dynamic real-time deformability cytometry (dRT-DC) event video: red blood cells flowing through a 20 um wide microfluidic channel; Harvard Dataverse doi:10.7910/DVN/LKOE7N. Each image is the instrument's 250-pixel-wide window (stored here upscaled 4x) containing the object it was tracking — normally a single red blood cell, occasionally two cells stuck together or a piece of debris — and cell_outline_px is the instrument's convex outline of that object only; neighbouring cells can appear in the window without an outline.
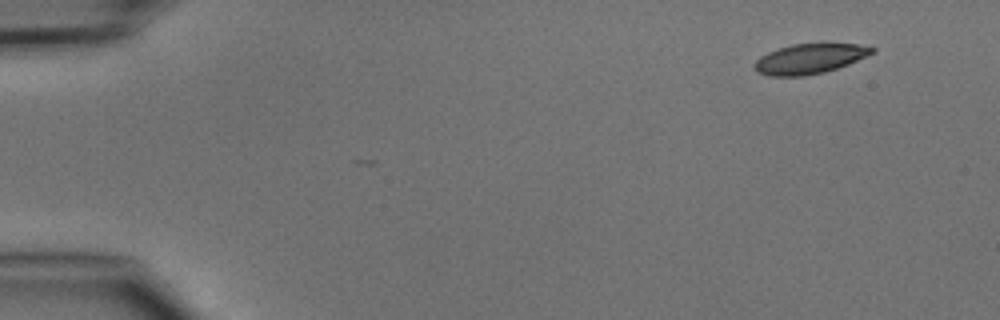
{"species": "common noctule bat (a hibernating species)", "species_latin": "Nyctalus noctula", "temperature_condition": "cold", "stored_images_in_passage": 3, "camera_frame_rate_fps": 3000, "um_per_image_px": 0.085, "animal": {"sex": "male", "body_mass_g": 15.6}, "frame": {"image": 1, "passage_image": 3, "time_ms": 2.333, "image_size_px": [1000, 320], "cell_outline_px": [[876, 52], [848, 64], [824, 72], [804, 76], [768, 76], [756, 72], [752, 68], [752, 64], [760, 56], [768, 52], [792, 44], [856, 44], [876, 48]], "centroid_in_image_um": [68.77, 5.01], "position_along_channel_um": 16.2, "area_um2": 20.52}}